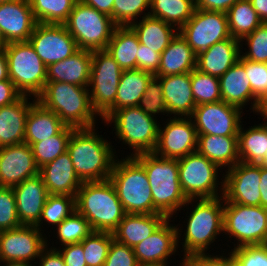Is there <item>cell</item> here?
Here are the masks:
<instances>
[{"label": "cell", "mask_w": 267, "mask_h": 266, "mask_svg": "<svg viewBox=\"0 0 267 266\" xmlns=\"http://www.w3.org/2000/svg\"><path fill=\"white\" fill-rule=\"evenodd\" d=\"M95 127L74 129L67 144L74 170L82 182L108 180L118 157L111 142L99 135Z\"/></svg>", "instance_id": "6da1fadb"}, {"label": "cell", "mask_w": 267, "mask_h": 266, "mask_svg": "<svg viewBox=\"0 0 267 266\" xmlns=\"http://www.w3.org/2000/svg\"><path fill=\"white\" fill-rule=\"evenodd\" d=\"M195 201V202H194ZM195 204H194V203ZM193 203V204H192ZM224 198H201V199H188V205L192 204V211L187 216L185 223H187L186 229H184V235L181 234V227L177 228V244H182V251H184V257L207 253L210 245L215 242L223 232V212H224ZM194 206V207H193ZM181 235L184 236L180 239ZM218 235V236H217ZM179 240L183 241L180 242Z\"/></svg>", "instance_id": "7a4b0ae2"}, {"label": "cell", "mask_w": 267, "mask_h": 266, "mask_svg": "<svg viewBox=\"0 0 267 266\" xmlns=\"http://www.w3.org/2000/svg\"><path fill=\"white\" fill-rule=\"evenodd\" d=\"M133 157L146 171L153 205L160 214L173 218L177 211L186 208L188 199L180 185L177 159L162 158L153 152L140 153Z\"/></svg>", "instance_id": "3957f363"}, {"label": "cell", "mask_w": 267, "mask_h": 266, "mask_svg": "<svg viewBox=\"0 0 267 266\" xmlns=\"http://www.w3.org/2000/svg\"><path fill=\"white\" fill-rule=\"evenodd\" d=\"M76 210L90 223L93 231L113 232L126 212L112 182H83L76 195Z\"/></svg>", "instance_id": "277c9868"}, {"label": "cell", "mask_w": 267, "mask_h": 266, "mask_svg": "<svg viewBox=\"0 0 267 266\" xmlns=\"http://www.w3.org/2000/svg\"><path fill=\"white\" fill-rule=\"evenodd\" d=\"M36 100L55 112L66 126L75 129L96 126L98 115L92 108L88 87L65 82H46Z\"/></svg>", "instance_id": "5b68a950"}, {"label": "cell", "mask_w": 267, "mask_h": 266, "mask_svg": "<svg viewBox=\"0 0 267 266\" xmlns=\"http://www.w3.org/2000/svg\"><path fill=\"white\" fill-rule=\"evenodd\" d=\"M109 180L126 213L160 214L153 205L146 171L133 156L117 157Z\"/></svg>", "instance_id": "8992f818"}, {"label": "cell", "mask_w": 267, "mask_h": 266, "mask_svg": "<svg viewBox=\"0 0 267 266\" xmlns=\"http://www.w3.org/2000/svg\"><path fill=\"white\" fill-rule=\"evenodd\" d=\"M157 121L156 117L146 114L138 106H132L114 111L104 123L105 126L114 124L112 130H115L116 138L133 150L127 156H134L154 151L160 124Z\"/></svg>", "instance_id": "52a82bcc"}, {"label": "cell", "mask_w": 267, "mask_h": 266, "mask_svg": "<svg viewBox=\"0 0 267 266\" xmlns=\"http://www.w3.org/2000/svg\"><path fill=\"white\" fill-rule=\"evenodd\" d=\"M4 52L9 79L23 96L37 98L47 82V66L33 46L29 41L10 42Z\"/></svg>", "instance_id": "ba28073f"}, {"label": "cell", "mask_w": 267, "mask_h": 266, "mask_svg": "<svg viewBox=\"0 0 267 266\" xmlns=\"http://www.w3.org/2000/svg\"><path fill=\"white\" fill-rule=\"evenodd\" d=\"M75 39L78 49L105 50L117 25L110 16L79 0L63 23Z\"/></svg>", "instance_id": "9c48e42d"}, {"label": "cell", "mask_w": 267, "mask_h": 266, "mask_svg": "<svg viewBox=\"0 0 267 266\" xmlns=\"http://www.w3.org/2000/svg\"><path fill=\"white\" fill-rule=\"evenodd\" d=\"M122 68L106 50L92 51L89 95L93 110L104 122L115 111Z\"/></svg>", "instance_id": "30bf717a"}, {"label": "cell", "mask_w": 267, "mask_h": 266, "mask_svg": "<svg viewBox=\"0 0 267 266\" xmlns=\"http://www.w3.org/2000/svg\"><path fill=\"white\" fill-rule=\"evenodd\" d=\"M223 233L237 240L233 249L263 245L267 238V208L224 201Z\"/></svg>", "instance_id": "8fae6325"}, {"label": "cell", "mask_w": 267, "mask_h": 266, "mask_svg": "<svg viewBox=\"0 0 267 266\" xmlns=\"http://www.w3.org/2000/svg\"><path fill=\"white\" fill-rule=\"evenodd\" d=\"M177 160L180 185L187 199L223 196L224 178L219 179L222 169L218 165L197 151Z\"/></svg>", "instance_id": "7c38bea8"}, {"label": "cell", "mask_w": 267, "mask_h": 266, "mask_svg": "<svg viewBox=\"0 0 267 266\" xmlns=\"http://www.w3.org/2000/svg\"><path fill=\"white\" fill-rule=\"evenodd\" d=\"M178 32L196 55L231 37L227 13L197 8Z\"/></svg>", "instance_id": "4fadbf2b"}, {"label": "cell", "mask_w": 267, "mask_h": 266, "mask_svg": "<svg viewBox=\"0 0 267 266\" xmlns=\"http://www.w3.org/2000/svg\"><path fill=\"white\" fill-rule=\"evenodd\" d=\"M169 118L163 128L159 124L158 140L153 153L162 158L179 159L196 152L198 134L191 117Z\"/></svg>", "instance_id": "5bb4252c"}, {"label": "cell", "mask_w": 267, "mask_h": 266, "mask_svg": "<svg viewBox=\"0 0 267 266\" xmlns=\"http://www.w3.org/2000/svg\"><path fill=\"white\" fill-rule=\"evenodd\" d=\"M242 110L224 101L197 105L190 116L198 135L238 136Z\"/></svg>", "instance_id": "9a60e30c"}, {"label": "cell", "mask_w": 267, "mask_h": 266, "mask_svg": "<svg viewBox=\"0 0 267 266\" xmlns=\"http://www.w3.org/2000/svg\"><path fill=\"white\" fill-rule=\"evenodd\" d=\"M47 236L33 225L0 231V262H28L38 260L49 242ZM32 261V262H31Z\"/></svg>", "instance_id": "2e32d148"}, {"label": "cell", "mask_w": 267, "mask_h": 266, "mask_svg": "<svg viewBox=\"0 0 267 266\" xmlns=\"http://www.w3.org/2000/svg\"><path fill=\"white\" fill-rule=\"evenodd\" d=\"M28 41L47 67L79 50L75 39L63 24L37 23Z\"/></svg>", "instance_id": "e0dca14e"}, {"label": "cell", "mask_w": 267, "mask_h": 266, "mask_svg": "<svg viewBox=\"0 0 267 266\" xmlns=\"http://www.w3.org/2000/svg\"><path fill=\"white\" fill-rule=\"evenodd\" d=\"M227 171V172H226ZM224 201L247 206H260L261 165L239 162L222 174Z\"/></svg>", "instance_id": "ac0fdd59"}, {"label": "cell", "mask_w": 267, "mask_h": 266, "mask_svg": "<svg viewBox=\"0 0 267 266\" xmlns=\"http://www.w3.org/2000/svg\"><path fill=\"white\" fill-rule=\"evenodd\" d=\"M37 174L39 167L29 144L0 147V187H13Z\"/></svg>", "instance_id": "d6986e66"}, {"label": "cell", "mask_w": 267, "mask_h": 266, "mask_svg": "<svg viewBox=\"0 0 267 266\" xmlns=\"http://www.w3.org/2000/svg\"><path fill=\"white\" fill-rule=\"evenodd\" d=\"M167 218L150 236L133 247L139 264H168V259L178 252L177 228Z\"/></svg>", "instance_id": "ffe728a7"}, {"label": "cell", "mask_w": 267, "mask_h": 266, "mask_svg": "<svg viewBox=\"0 0 267 266\" xmlns=\"http://www.w3.org/2000/svg\"><path fill=\"white\" fill-rule=\"evenodd\" d=\"M15 193L17 215L21 225L35 226L41 217L48 197L47 188L40 174L25 179L12 187Z\"/></svg>", "instance_id": "44dd1931"}, {"label": "cell", "mask_w": 267, "mask_h": 266, "mask_svg": "<svg viewBox=\"0 0 267 266\" xmlns=\"http://www.w3.org/2000/svg\"><path fill=\"white\" fill-rule=\"evenodd\" d=\"M36 24L29 0L0 3V28L8 43L28 41Z\"/></svg>", "instance_id": "7402d4cb"}, {"label": "cell", "mask_w": 267, "mask_h": 266, "mask_svg": "<svg viewBox=\"0 0 267 266\" xmlns=\"http://www.w3.org/2000/svg\"><path fill=\"white\" fill-rule=\"evenodd\" d=\"M39 174L50 195L76 197L83 183L77 176L67 151L39 168Z\"/></svg>", "instance_id": "603a6c76"}, {"label": "cell", "mask_w": 267, "mask_h": 266, "mask_svg": "<svg viewBox=\"0 0 267 266\" xmlns=\"http://www.w3.org/2000/svg\"><path fill=\"white\" fill-rule=\"evenodd\" d=\"M219 81L222 101L242 111L246 105L251 104L250 109L253 113L256 111L259 100L252 93L244 67V58L241 55L239 60L219 78Z\"/></svg>", "instance_id": "cb8c5ba5"}, {"label": "cell", "mask_w": 267, "mask_h": 266, "mask_svg": "<svg viewBox=\"0 0 267 266\" xmlns=\"http://www.w3.org/2000/svg\"><path fill=\"white\" fill-rule=\"evenodd\" d=\"M160 80L167 115L190 117L196 107L191 87V72L157 77Z\"/></svg>", "instance_id": "d4e9b609"}, {"label": "cell", "mask_w": 267, "mask_h": 266, "mask_svg": "<svg viewBox=\"0 0 267 266\" xmlns=\"http://www.w3.org/2000/svg\"><path fill=\"white\" fill-rule=\"evenodd\" d=\"M240 55V40L230 37L199 53L196 59V69L220 78L239 60Z\"/></svg>", "instance_id": "484cf974"}, {"label": "cell", "mask_w": 267, "mask_h": 266, "mask_svg": "<svg viewBox=\"0 0 267 266\" xmlns=\"http://www.w3.org/2000/svg\"><path fill=\"white\" fill-rule=\"evenodd\" d=\"M28 99L29 96L22 95L17 101L0 108V147L25 142L26 119L36 98Z\"/></svg>", "instance_id": "4316f807"}, {"label": "cell", "mask_w": 267, "mask_h": 266, "mask_svg": "<svg viewBox=\"0 0 267 266\" xmlns=\"http://www.w3.org/2000/svg\"><path fill=\"white\" fill-rule=\"evenodd\" d=\"M92 51L79 49L72 56L47 67V82H65L88 87Z\"/></svg>", "instance_id": "83f0119b"}, {"label": "cell", "mask_w": 267, "mask_h": 266, "mask_svg": "<svg viewBox=\"0 0 267 266\" xmlns=\"http://www.w3.org/2000/svg\"><path fill=\"white\" fill-rule=\"evenodd\" d=\"M166 219L163 214L126 213L112 234L117 242L133 248L150 236Z\"/></svg>", "instance_id": "f1b7e54d"}, {"label": "cell", "mask_w": 267, "mask_h": 266, "mask_svg": "<svg viewBox=\"0 0 267 266\" xmlns=\"http://www.w3.org/2000/svg\"><path fill=\"white\" fill-rule=\"evenodd\" d=\"M197 55L178 32L160 55L156 77L192 72L196 68Z\"/></svg>", "instance_id": "f546056e"}, {"label": "cell", "mask_w": 267, "mask_h": 266, "mask_svg": "<svg viewBox=\"0 0 267 266\" xmlns=\"http://www.w3.org/2000/svg\"><path fill=\"white\" fill-rule=\"evenodd\" d=\"M65 126L55 112L35 100L26 119L25 143L31 146L33 143L43 141L57 135Z\"/></svg>", "instance_id": "4dcf8cb0"}, {"label": "cell", "mask_w": 267, "mask_h": 266, "mask_svg": "<svg viewBox=\"0 0 267 266\" xmlns=\"http://www.w3.org/2000/svg\"><path fill=\"white\" fill-rule=\"evenodd\" d=\"M199 154L227 170L240 162L238 154V136L198 135L197 150Z\"/></svg>", "instance_id": "1f68e13d"}, {"label": "cell", "mask_w": 267, "mask_h": 266, "mask_svg": "<svg viewBox=\"0 0 267 266\" xmlns=\"http://www.w3.org/2000/svg\"><path fill=\"white\" fill-rule=\"evenodd\" d=\"M130 27L137 34L140 44L160 54L178 33V29L175 26L150 15L144 16L142 20L140 18Z\"/></svg>", "instance_id": "d6a6232c"}, {"label": "cell", "mask_w": 267, "mask_h": 266, "mask_svg": "<svg viewBox=\"0 0 267 266\" xmlns=\"http://www.w3.org/2000/svg\"><path fill=\"white\" fill-rule=\"evenodd\" d=\"M139 40L130 26H117L105 49L122 70L138 69Z\"/></svg>", "instance_id": "836d02e7"}, {"label": "cell", "mask_w": 267, "mask_h": 266, "mask_svg": "<svg viewBox=\"0 0 267 266\" xmlns=\"http://www.w3.org/2000/svg\"><path fill=\"white\" fill-rule=\"evenodd\" d=\"M242 125L241 123L238 133L240 162L260 164L267 153V124H255L247 130Z\"/></svg>", "instance_id": "e575fe53"}, {"label": "cell", "mask_w": 267, "mask_h": 266, "mask_svg": "<svg viewBox=\"0 0 267 266\" xmlns=\"http://www.w3.org/2000/svg\"><path fill=\"white\" fill-rule=\"evenodd\" d=\"M153 76L152 73L140 69L123 70L117 88L115 111L137 106Z\"/></svg>", "instance_id": "d590c367"}, {"label": "cell", "mask_w": 267, "mask_h": 266, "mask_svg": "<svg viewBox=\"0 0 267 266\" xmlns=\"http://www.w3.org/2000/svg\"><path fill=\"white\" fill-rule=\"evenodd\" d=\"M227 17L231 37L240 41L263 23L249 0L237 1L227 11Z\"/></svg>", "instance_id": "8d00e7d4"}, {"label": "cell", "mask_w": 267, "mask_h": 266, "mask_svg": "<svg viewBox=\"0 0 267 266\" xmlns=\"http://www.w3.org/2000/svg\"><path fill=\"white\" fill-rule=\"evenodd\" d=\"M195 10V0H151L150 16L159 18L179 30Z\"/></svg>", "instance_id": "74e56055"}, {"label": "cell", "mask_w": 267, "mask_h": 266, "mask_svg": "<svg viewBox=\"0 0 267 266\" xmlns=\"http://www.w3.org/2000/svg\"><path fill=\"white\" fill-rule=\"evenodd\" d=\"M78 0H29L37 23L63 24Z\"/></svg>", "instance_id": "f35d334b"}, {"label": "cell", "mask_w": 267, "mask_h": 266, "mask_svg": "<svg viewBox=\"0 0 267 266\" xmlns=\"http://www.w3.org/2000/svg\"><path fill=\"white\" fill-rule=\"evenodd\" d=\"M74 129L73 127L65 126L57 135L33 143L30 146L36 165L39 168L48 162L54 161L59 155L67 151L68 140Z\"/></svg>", "instance_id": "ab89813d"}, {"label": "cell", "mask_w": 267, "mask_h": 266, "mask_svg": "<svg viewBox=\"0 0 267 266\" xmlns=\"http://www.w3.org/2000/svg\"><path fill=\"white\" fill-rule=\"evenodd\" d=\"M74 211H76V197L49 194L39 222L35 226L44 233V230L41 229L43 225L48 224L49 226L54 225L56 227Z\"/></svg>", "instance_id": "60d3db41"}, {"label": "cell", "mask_w": 267, "mask_h": 266, "mask_svg": "<svg viewBox=\"0 0 267 266\" xmlns=\"http://www.w3.org/2000/svg\"><path fill=\"white\" fill-rule=\"evenodd\" d=\"M191 87L196 106L222 101L218 77L195 68L191 72Z\"/></svg>", "instance_id": "b9f144b4"}, {"label": "cell", "mask_w": 267, "mask_h": 266, "mask_svg": "<svg viewBox=\"0 0 267 266\" xmlns=\"http://www.w3.org/2000/svg\"><path fill=\"white\" fill-rule=\"evenodd\" d=\"M56 238L61 246L80 243L85 237L93 232L90 223L77 210L64 219L55 228Z\"/></svg>", "instance_id": "7bdbcfd3"}, {"label": "cell", "mask_w": 267, "mask_h": 266, "mask_svg": "<svg viewBox=\"0 0 267 266\" xmlns=\"http://www.w3.org/2000/svg\"><path fill=\"white\" fill-rule=\"evenodd\" d=\"M114 239L111 232L93 231L81 243L87 266H104L111 241Z\"/></svg>", "instance_id": "ee69618b"}, {"label": "cell", "mask_w": 267, "mask_h": 266, "mask_svg": "<svg viewBox=\"0 0 267 266\" xmlns=\"http://www.w3.org/2000/svg\"><path fill=\"white\" fill-rule=\"evenodd\" d=\"M150 2L151 0H114V23L117 26H130L138 20V17L149 15ZM146 10L149 11L145 13Z\"/></svg>", "instance_id": "f6af8a7d"}, {"label": "cell", "mask_w": 267, "mask_h": 266, "mask_svg": "<svg viewBox=\"0 0 267 266\" xmlns=\"http://www.w3.org/2000/svg\"><path fill=\"white\" fill-rule=\"evenodd\" d=\"M245 40V41H244ZM240 42L243 50V42L247 45V51L242 52L241 56L244 59L254 62L265 63L267 61V24L263 22L251 34L245 36Z\"/></svg>", "instance_id": "bcb514c9"}, {"label": "cell", "mask_w": 267, "mask_h": 266, "mask_svg": "<svg viewBox=\"0 0 267 266\" xmlns=\"http://www.w3.org/2000/svg\"><path fill=\"white\" fill-rule=\"evenodd\" d=\"M137 106L153 117L161 113L162 115L167 114L162 85L156 76H153L148 82L143 97L139 100Z\"/></svg>", "instance_id": "7dc6e473"}, {"label": "cell", "mask_w": 267, "mask_h": 266, "mask_svg": "<svg viewBox=\"0 0 267 266\" xmlns=\"http://www.w3.org/2000/svg\"><path fill=\"white\" fill-rule=\"evenodd\" d=\"M21 226L12 187H0V231Z\"/></svg>", "instance_id": "c3c4849f"}, {"label": "cell", "mask_w": 267, "mask_h": 266, "mask_svg": "<svg viewBox=\"0 0 267 266\" xmlns=\"http://www.w3.org/2000/svg\"><path fill=\"white\" fill-rule=\"evenodd\" d=\"M236 266H267V249L263 245L231 249Z\"/></svg>", "instance_id": "681fc988"}, {"label": "cell", "mask_w": 267, "mask_h": 266, "mask_svg": "<svg viewBox=\"0 0 267 266\" xmlns=\"http://www.w3.org/2000/svg\"><path fill=\"white\" fill-rule=\"evenodd\" d=\"M244 67L253 95L260 100L267 93V67L265 63L244 59Z\"/></svg>", "instance_id": "f907efd6"}, {"label": "cell", "mask_w": 267, "mask_h": 266, "mask_svg": "<svg viewBox=\"0 0 267 266\" xmlns=\"http://www.w3.org/2000/svg\"><path fill=\"white\" fill-rule=\"evenodd\" d=\"M138 264L133 248L115 239L111 241L104 266H138Z\"/></svg>", "instance_id": "816d5d0a"}, {"label": "cell", "mask_w": 267, "mask_h": 266, "mask_svg": "<svg viewBox=\"0 0 267 266\" xmlns=\"http://www.w3.org/2000/svg\"><path fill=\"white\" fill-rule=\"evenodd\" d=\"M194 254L183 258V266H236L234 257L229 251L227 255Z\"/></svg>", "instance_id": "f5cc1de1"}, {"label": "cell", "mask_w": 267, "mask_h": 266, "mask_svg": "<svg viewBox=\"0 0 267 266\" xmlns=\"http://www.w3.org/2000/svg\"><path fill=\"white\" fill-rule=\"evenodd\" d=\"M160 53L154 52L143 44L138 49V69L155 75L160 65Z\"/></svg>", "instance_id": "db71d44e"}, {"label": "cell", "mask_w": 267, "mask_h": 266, "mask_svg": "<svg viewBox=\"0 0 267 266\" xmlns=\"http://www.w3.org/2000/svg\"><path fill=\"white\" fill-rule=\"evenodd\" d=\"M57 249L62 255L65 266H87L81 242L63 245Z\"/></svg>", "instance_id": "11a10c76"}, {"label": "cell", "mask_w": 267, "mask_h": 266, "mask_svg": "<svg viewBox=\"0 0 267 266\" xmlns=\"http://www.w3.org/2000/svg\"><path fill=\"white\" fill-rule=\"evenodd\" d=\"M48 245L50 244L46 243L40 253L38 266H65L60 251L56 247L49 248Z\"/></svg>", "instance_id": "9f6ffc18"}, {"label": "cell", "mask_w": 267, "mask_h": 266, "mask_svg": "<svg viewBox=\"0 0 267 266\" xmlns=\"http://www.w3.org/2000/svg\"><path fill=\"white\" fill-rule=\"evenodd\" d=\"M21 96L10 79L0 81V108L17 101Z\"/></svg>", "instance_id": "6f0895ef"}, {"label": "cell", "mask_w": 267, "mask_h": 266, "mask_svg": "<svg viewBox=\"0 0 267 266\" xmlns=\"http://www.w3.org/2000/svg\"><path fill=\"white\" fill-rule=\"evenodd\" d=\"M237 1L239 0H195V8L227 13Z\"/></svg>", "instance_id": "680465c9"}, {"label": "cell", "mask_w": 267, "mask_h": 266, "mask_svg": "<svg viewBox=\"0 0 267 266\" xmlns=\"http://www.w3.org/2000/svg\"><path fill=\"white\" fill-rule=\"evenodd\" d=\"M80 2L91 6L101 13L111 17L113 20V4L114 0H79Z\"/></svg>", "instance_id": "91938a15"}, {"label": "cell", "mask_w": 267, "mask_h": 266, "mask_svg": "<svg viewBox=\"0 0 267 266\" xmlns=\"http://www.w3.org/2000/svg\"><path fill=\"white\" fill-rule=\"evenodd\" d=\"M260 194H261V206L267 208V168L261 166V177H260Z\"/></svg>", "instance_id": "94428289"}, {"label": "cell", "mask_w": 267, "mask_h": 266, "mask_svg": "<svg viewBox=\"0 0 267 266\" xmlns=\"http://www.w3.org/2000/svg\"><path fill=\"white\" fill-rule=\"evenodd\" d=\"M263 22L267 21V0H249Z\"/></svg>", "instance_id": "6125c7cd"}, {"label": "cell", "mask_w": 267, "mask_h": 266, "mask_svg": "<svg viewBox=\"0 0 267 266\" xmlns=\"http://www.w3.org/2000/svg\"><path fill=\"white\" fill-rule=\"evenodd\" d=\"M8 61L4 50H0V81L8 80Z\"/></svg>", "instance_id": "be15d7a7"}, {"label": "cell", "mask_w": 267, "mask_h": 266, "mask_svg": "<svg viewBox=\"0 0 267 266\" xmlns=\"http://www.w3.org/2000/svg\"><path fill=\"white\" fill-rule=\"evenodd\" d=\"M255 113L261 115L264 123L267 124V93L259 100Z\"/></svg>", "instance_id": "e7e4bbea"}, {"label": "cell", "mask_w": 267, "mask_h": 266, "mask_svg": "<svg viewBox=\"0 0 267 266\" xmlns=\"http://www.w3.org/2000/svg\"><path fill=\"white\" fill-rule=\"evenodd\" d=\"M1 266H35L34 264H30L28 262H20V261H12V262H0Z\"/></svg>", "instance_id": "03108f58"}, {"label": "cell", "mask_w": 267, "mask_h": 266, "mask_svg": "<svg viewBox=\"0 0 267 266\" xmlns=\"http://www.w3.org/2000/svg\"><path fill=\"white\" fill-rule=\"evenodd\" d=\"M7 45H8V42L5 40V37L0 28V50H4Z\"/></svg>", "instance_id": "003e7915"}, {"label": "cell", "mask_w": 267, "mask_h": 266, "mask_svg": "<svg viewBox=\"0 0 267 266\" xmlns=\"http://www.w3.org/2000/svg\"><path fill=\"white\" fill-rule=\"evenodd\" d=\"M181 264V265H180ZM179 266H183V258ZM138 266H169L167 264H160V263H148V264H138Z\"/></svg>", "instance_id": "a7ac6f4b"}, {"label": "cell", "mask_w": 267, "mask_h": 266, "mask_svg": "<svg viewBox=\"0 0 267 266\" xmlns=\"http://www.w3.org/2000/svg\"><path fill=\"white\" fill-rule=\"evenodd\" d=\"M260 165L267 168V153H266L264 159L262 160V162L260 163Z\"/></svg>", "instance_id": "89a4df30"}, {"label": "cell", "mask_w": 267, "mask_h": 266, "mask_svg": "<svg viewBox=\"0 0 267 266\" xmlns=\"http://www.w3.org/2000/svg\"><path fill=\"white\" fill-rule=\"evenodd\" d=\"M11 1H14V0H0V3L11 2Z\"/></svg>", "instance_id": "2644e50d"}, {"label": "cell", "mask_w": 267, "mask_h": 266, "mask_svg": "<svg viewBox=\"0 0 267 266\" xmlns=\"http://www.w3.org/2000/svg\"><path fill=\"white\" fill-rule=\"evenodd\" d=\"M263 246L267 249V238H266V240H265Z\"/></svg>", "instance_id": "8c879c8a"}]
</instances>
